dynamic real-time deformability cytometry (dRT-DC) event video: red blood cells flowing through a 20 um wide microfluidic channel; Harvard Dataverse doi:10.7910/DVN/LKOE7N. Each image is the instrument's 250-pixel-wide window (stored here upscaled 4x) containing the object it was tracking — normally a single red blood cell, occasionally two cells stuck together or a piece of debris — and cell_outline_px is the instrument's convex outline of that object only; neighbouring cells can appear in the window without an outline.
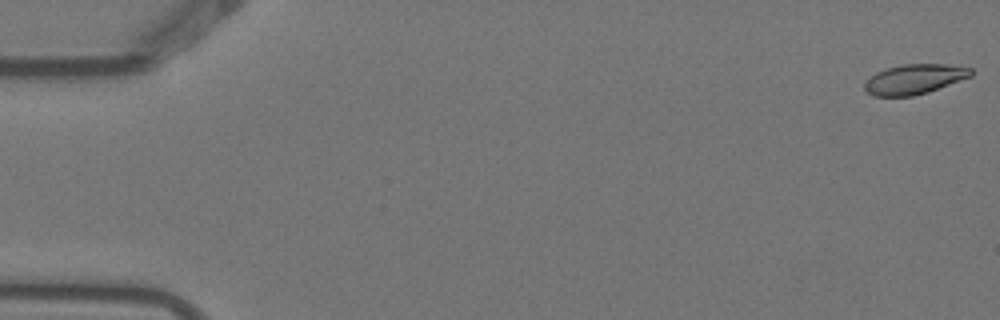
{"species": "Egyptian fruit bat (a non-hibernating species)", "species_latin": "Rousettus aegyptiacus", "temperature_condition": "warm", "stored_images_in_passage": 5, "camera_frame_rate_fps": 3000, "um_per_image_px": 0.085, "animal": {"sex": "female"}, "frame": {"image": 1, "passage_image": 1, "time_ms": 0.0, "image_size_px": [1000, 320], "cell_outline_px": [[972, 76], [928, 92], [912, 96], [872, 96], [864, 88], [864, 84], [876, 72], [888, 68], [904, 64], [948, 64], [972, 68]], "centroid_in_image_um": [77.74, 6.73], "position_along_channel_um": 7.3, "area_um2": 18.38}}
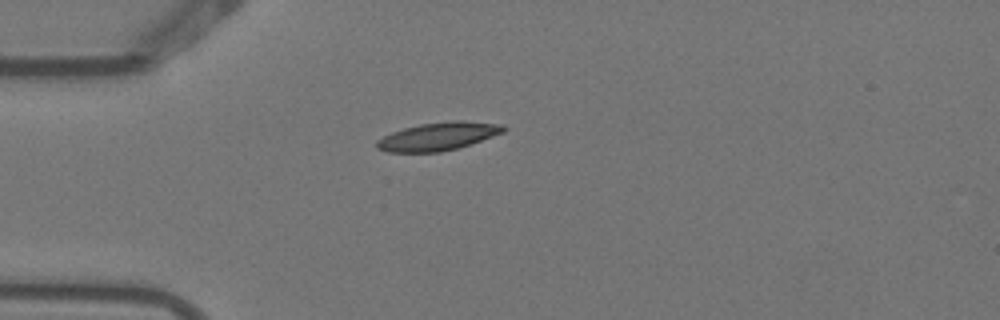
{"frame": {"image": 2, "passage_image": 5, "time_ms": 1.333, "image_size_px": [1000, 320], "cell_outline_px": [[508, 128], [504, 132], [456, 148], [440, 152], [388, 152], [376, 148], [376, 140], [392, 132], [404, 128], [420, 124], [452, 120], [460, 120], [504, 124]], "centroid_in_image_um": [37.24, 11.58], "position_along_channel_um": 47.8, "area_um2": 20.63}}